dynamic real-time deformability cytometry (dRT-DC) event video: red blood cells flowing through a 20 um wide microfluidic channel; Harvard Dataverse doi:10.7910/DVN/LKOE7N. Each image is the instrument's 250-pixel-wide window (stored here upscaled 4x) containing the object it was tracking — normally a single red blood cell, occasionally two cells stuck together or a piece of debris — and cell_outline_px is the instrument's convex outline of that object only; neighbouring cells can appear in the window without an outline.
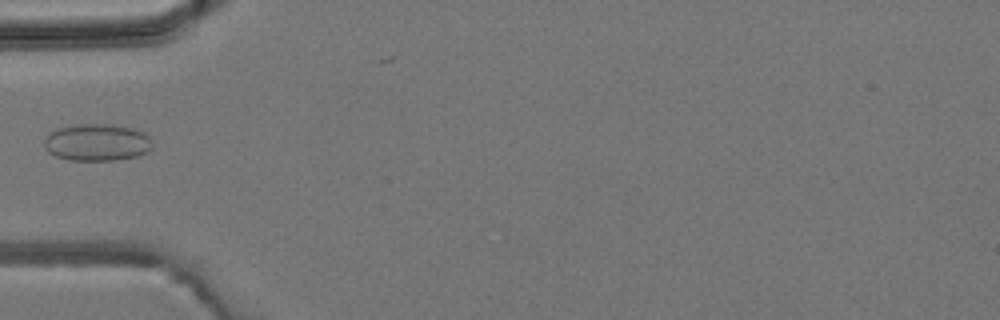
{"species": "common noctule bat (a hibernating species)", "species_latin": "Nyctalus noctula", "temperature_condition": "room temperature", "stored_images_in_passage": 4, "camera_frame_rate_fps": 3000, "um_per_image_px": 0.085, "animal": {"sex": "male", "body_mass_g": 19.2, "forearm_length_mm": 51.8}, "frame": {"image": 1, "passage_image": 4, "time_ms": 4.333, "image_size_px": [1000, 320], "cell_outline_px": [[152, 148], [148, 152], [136, 156], [116, 160], [68, 160], [56, 156], [48, 152], [44, 144], [44, 140], [48, 132], [56, 128], [76, 124], [112, 124], [132, 128], [144, 132], [148, 136]], "centroid_in_image_um": [8.21, 12.09], "position_along_channel_um": 76.8, "area_um2": 23.52}}